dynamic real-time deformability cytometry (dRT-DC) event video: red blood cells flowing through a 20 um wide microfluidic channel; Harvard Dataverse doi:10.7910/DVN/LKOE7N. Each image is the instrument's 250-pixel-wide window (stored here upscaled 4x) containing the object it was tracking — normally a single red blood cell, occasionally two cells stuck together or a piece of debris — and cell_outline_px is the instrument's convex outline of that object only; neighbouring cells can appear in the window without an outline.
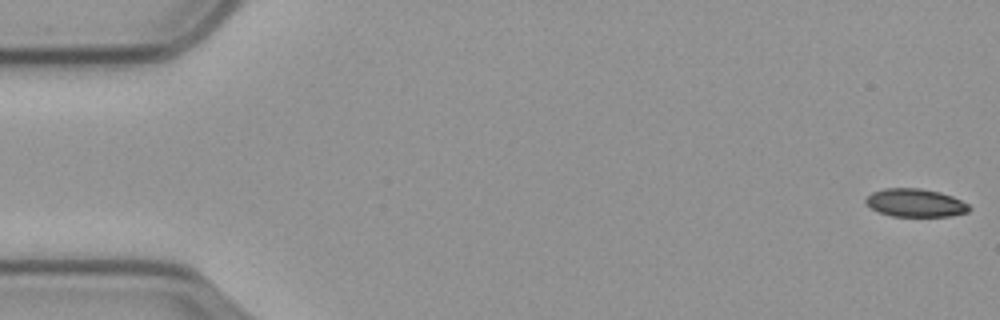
{"species": "common noctule bat (a hibernating species)", "species_latin": "Nyctalus noctula", "temperature_condition": "cold", "stored_images_in_passage": 58, "camera_frame_rate_fps": 3000, "um_per_image_px": 0.085, "animal": {"sex": "male", "body_mass_g": 23.1, "forearm_length_mm": 52.7}, "frame": {"image": 1, "passage_image": 1, "time_ms": 0.0, "image_size_px": [1000, 320], "cell_outline_px": [[972, 208], [968, 212], [948, 216], [892, 216], [880, 212], [864, 204], [864, 200], [872, 192], [884, 188], [920, 188], [940, 192], [952, 196], [968, 204]], "centroid_in_image_um": [77.79, 17.23], "position_along_channel_um": 7.2, "area_um2": 16.94}}
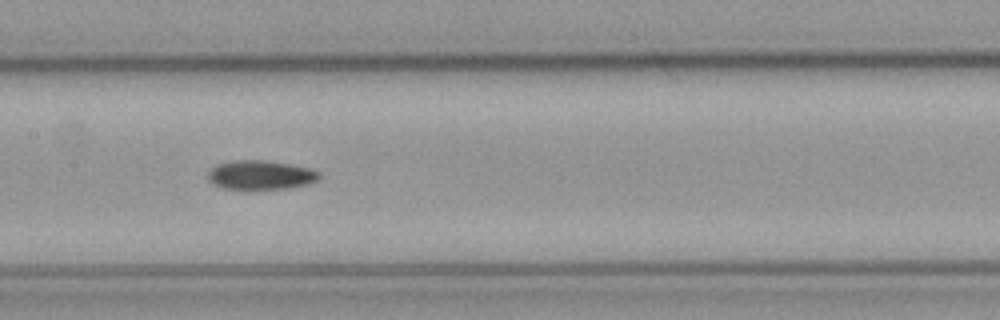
{"frame": {"image": 2, "passage_image": 28, "time_ms": 9.0, "image_size_px": [1000, 320], "cell_outline_px": [[320, 176], [316, 180], [308, 184], [292, 188], [248, 192], [224, 188], [208, 180], [208, 172], [216, 164], [232, 160], [264, 160], [288, 164], [308, 168], [320, 172]], "centroid_in_image_um": [22.12, 14.92], "position_along_channel_um": 185.3, "area_um2": 19.54}}
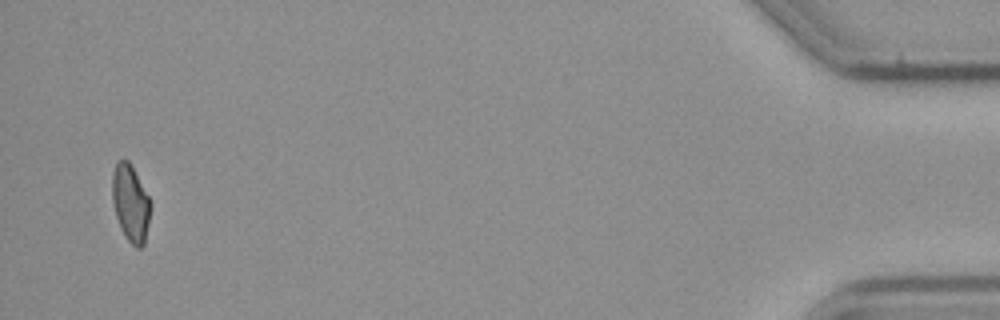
{"frame": {"image": 3, "passage_image": 56, "time_ms": 18.333, "image_size_px": [1000, 320], "cell_outline_px": [[152, 204], [144, 244], [140, 248], [136, 248], [124, 236], [120, 228], [116, 216], [112, 200], [112, 172], [116, 160], [128, 160], [148, 196]], "centroid_in_image_um": [11.08, 17.28], "position_along_channel_um": 424.1, "area_um2": 17.17}}